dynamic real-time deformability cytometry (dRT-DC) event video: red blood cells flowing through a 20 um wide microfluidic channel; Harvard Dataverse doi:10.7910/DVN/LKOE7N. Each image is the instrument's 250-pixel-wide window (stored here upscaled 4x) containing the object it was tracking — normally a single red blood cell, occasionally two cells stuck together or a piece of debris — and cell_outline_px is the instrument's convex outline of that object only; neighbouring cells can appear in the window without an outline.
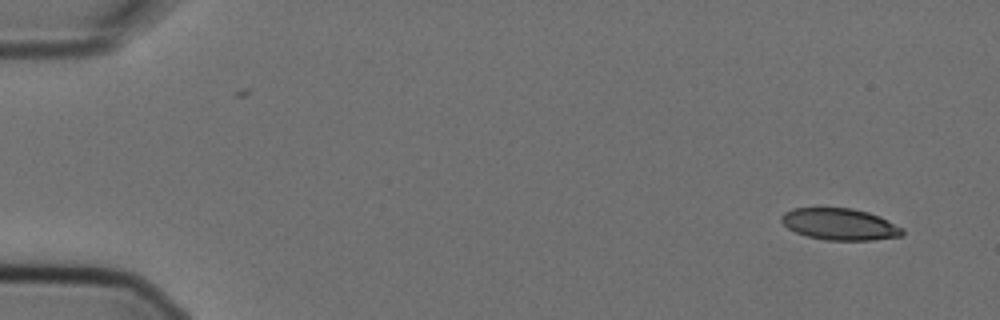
{"species": "Egyptian fruit bat (a non-hibernating species)", "species_latin": "Rousettus aegyptiacus", "temperature_condition": "cold", "stored_images_in_passage": 2, "camera_frame_rate_fps": 3000, "um_per_image_px": 0.085, "animal": {"sex": "female"}, "frame": {"image": 1, "passage_image": 2, "time_ms": 0.333, "image_size_px": [1000, 320], "cell_outline_px": [[904, 236], [872, 240], [824, 240], [808, 236], [796, 232], [788, 228], [780, 220], [780, 216], [784, 212], [792, 208], [852, 208], [868, 212], [880, 216], [904, 228]], "centroid_in_image_um": [71.41, 19.06], "position_along_channel_um": 13.6, "area_um2": 22.48}}